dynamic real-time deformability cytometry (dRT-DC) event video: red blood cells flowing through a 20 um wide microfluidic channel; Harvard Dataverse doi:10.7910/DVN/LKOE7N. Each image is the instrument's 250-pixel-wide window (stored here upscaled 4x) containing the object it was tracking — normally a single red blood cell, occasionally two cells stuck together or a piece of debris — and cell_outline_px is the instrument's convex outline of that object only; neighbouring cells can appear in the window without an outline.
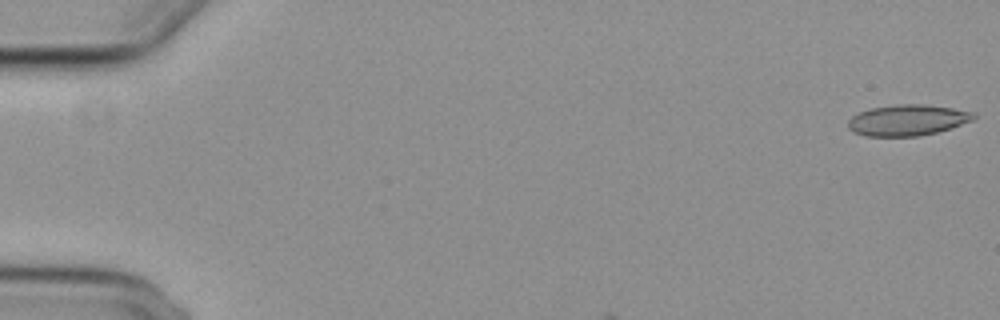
{"species": "common noctule bat (a hibernating species)", "species_latin": "Nyctalus noctula", "temperature_condition": "cold", "stored_images_in_passage": 7, "camera_frame_rate_fps": 3000, "um_per_image_px": 0.085, "animal": {"sex": "female", "body_mass_g": 29.2, "forearm_length_mm": 56.3}, "frame": {"image": 1, "passage_image": 1, "time_ms": 0.0, "image_size_px": [1000, 320], "cell_outline_px": [[976, 116], [972, 120], [936, 132], [920, 136], [864, 136], [848, 128], [848, 120], [852, 116], [860, 112], [872, 108], [896, 104], [924, 104], [952, 108], [976, 112]], "centroid_in_image_um": [77.13, 10.2], "position_along_channel_um": 7.9, "area_um2": 22.48}}